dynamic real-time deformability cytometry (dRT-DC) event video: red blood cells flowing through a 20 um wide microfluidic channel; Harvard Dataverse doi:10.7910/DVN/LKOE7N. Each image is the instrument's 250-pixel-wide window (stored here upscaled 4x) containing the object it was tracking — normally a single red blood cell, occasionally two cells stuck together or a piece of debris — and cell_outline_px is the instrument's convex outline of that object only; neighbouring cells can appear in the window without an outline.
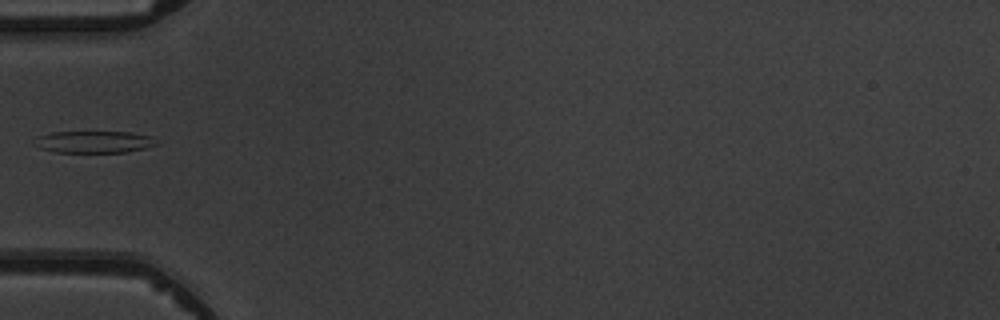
{"species": "common noctule bat (a hibernating species)", "species_latin": "Nyctalus noctula", "temperature_condition": "warm", "stored_images_in_passage": 8, "camera_frame_rate_fps": 3000, "um_per_image_px": 0.085, "animal": {"sex": "male", "body_mass_g": 19.5, "forearm_length_mm": 54.6}, "frame": {"image": 1, "passage_image": 6, "time_ms": 5.667, "image_size_px": [1000, 320], "cell_outline_px": [[160, 144], [144, 148], [124, 152], [56, 152], [40, 148], [32, 144], [36, 136], [52, 132], [132, 132], [152, 136]], "centroid_in_image_um": [7.98, 12.05], "position_along_channel_um": 77.0, "area_um2": 15.72}}
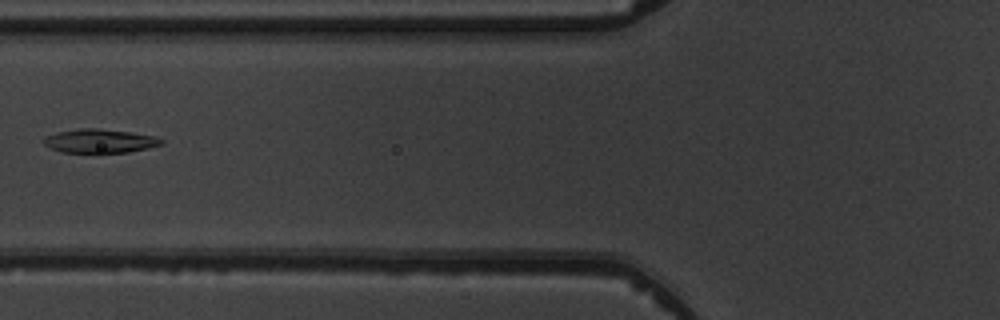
{"frame": {"image": 2, "passage_image": 7, "time_ms": 6.667, "image_size_px": [1000, 320], "cell_outline_px": [[164, 144], [148, 148], [128, 152], [96, 156], [60, 152], [44, 144], [44, 140], [48, 136], [56, 132], [80, 128], [96, 128], [132, 132], [156, 136], [164, 140]], "centroid_in_image_um": [8.51, 12.03], "position_along_channel_um": 117.3, "area_um2": 17.22}}
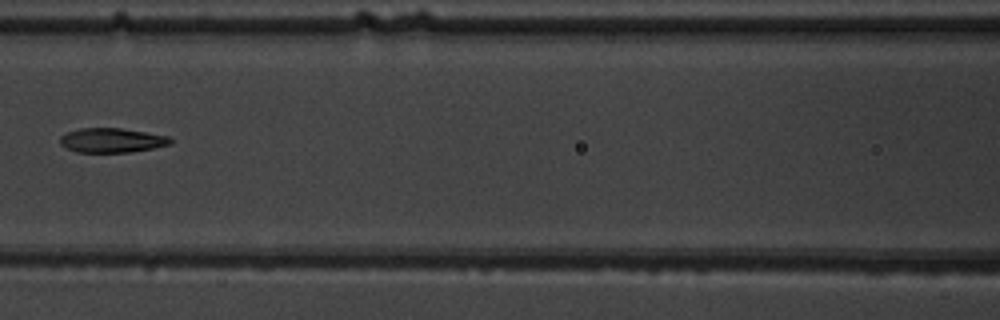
{"frame": {"image": 3, "passage_image": 8, "time_ms": 7.667, "image_size_px": [1000, 320], "cell_outline_px": [[172, 144], [132, 152], [76, 152], [60, 144], [60, 136], [68, 132], [80, 128], [120, 128], [168, 136], [172, 140]], "centroid_in_image_um": [9.5, 11.93], "position_along_channel_um": 157.1, "area_um2": 15.61}}